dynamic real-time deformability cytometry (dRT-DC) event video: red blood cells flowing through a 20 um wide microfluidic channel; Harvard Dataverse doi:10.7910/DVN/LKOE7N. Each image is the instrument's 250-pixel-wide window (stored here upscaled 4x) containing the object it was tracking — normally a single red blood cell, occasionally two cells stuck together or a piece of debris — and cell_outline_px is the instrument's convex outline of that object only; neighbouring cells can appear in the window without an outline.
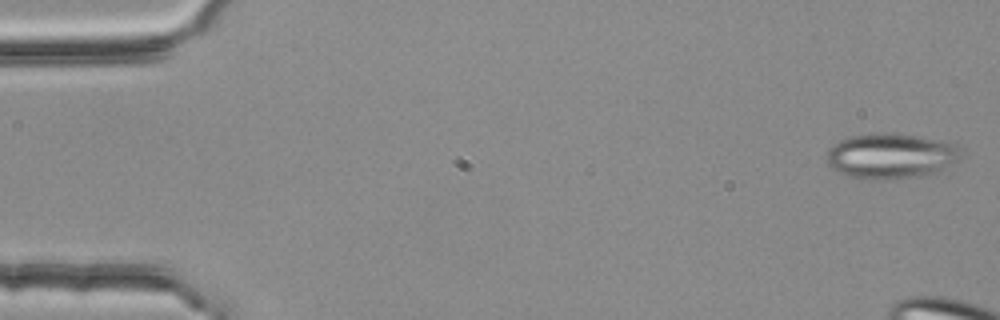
{"species": "common noctule bat (a hibernating species)", "species_latin": "Nyctalus noctula", "temperature_condition": "room temperature", "stored_images_in_passage": 4, "camera_frame_rate_fps": 3000, "um_per_image_px": 0.085, "animal": {"sex": "female", "body_mass_g": 25.1}, "frame": {"image": 1, "passage_image": 1, "time_ms": 0.0, "image_size_px": [1000, 320], "cell_outline_px": [[960, 148], [956, 160], [944, 172], [936, 176], [896, 180], [876, 180], [844, 176], [832, 168], [828, 164], [828, 148], [832, 144], [848, 136], [916, 136], [956, 144]], "centroid_in_image_um": [75.76, 13.36], "position_along_channel_um": 9.2, "area_um2": 35.32}}